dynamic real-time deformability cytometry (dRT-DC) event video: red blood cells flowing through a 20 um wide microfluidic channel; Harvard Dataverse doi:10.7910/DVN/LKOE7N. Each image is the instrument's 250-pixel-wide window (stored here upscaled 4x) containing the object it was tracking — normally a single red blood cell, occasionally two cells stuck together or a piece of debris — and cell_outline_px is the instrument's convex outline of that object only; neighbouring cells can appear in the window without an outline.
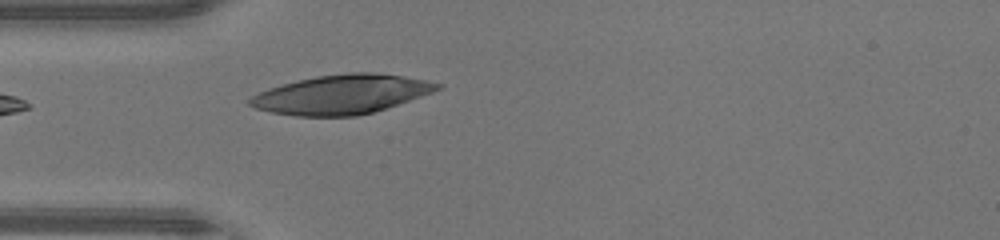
{"species": "human", "species_latin": "Homo sapiens", "temperature_condition": "warm", "stored_images_in_passage": 30, "camera_frame_rate_fps": 3000, "um_per_image_px": 0.085, "donor": {"sex": "male"}, "frame": {"image": 1, "passage_image": 1, "time_ms": 0.0, "image_size_px": [1000, 240], "cell_outline_px": [[444, 84], [440, 88], [432, 92], [372, 112], [356, 116], [296, 116], [272, 112], [256, 108], [248, 104], [248, 100], [252, 96], [268, 88], [280, 84], [316, 76], [352, 72], [376, 72], [404, 76]], "centroid_in_image_um": [29.0, 8.01], "position_along_channel_um": 56.0, "area_um2": 42.43}}
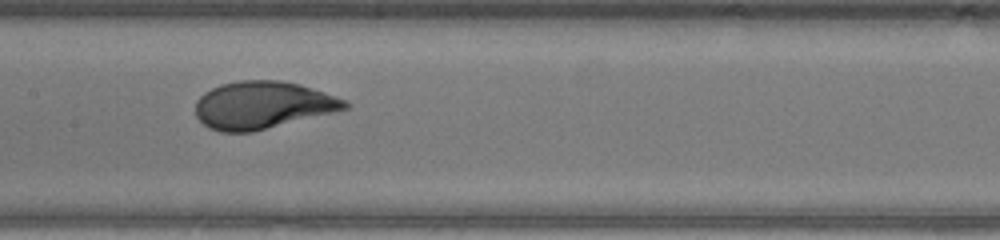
{"frame": {"image": 2, "passage_image": 10, "time_ms": 3.0, "image_size_px": [1000, 240], "cell_outline_px": [[352, 104], [348, 108], [252, 132], [220, 132], [208, 128], [196, 116], [196, 100], [204, 92], [220, 84], [240, 80], [280, 80], [300, 84], [324, 92], [344, 100]], "centroid_in_image_um": [22.28, 8.93], "position_along_channel_um": 185.1, "area_um2": 41.1}}
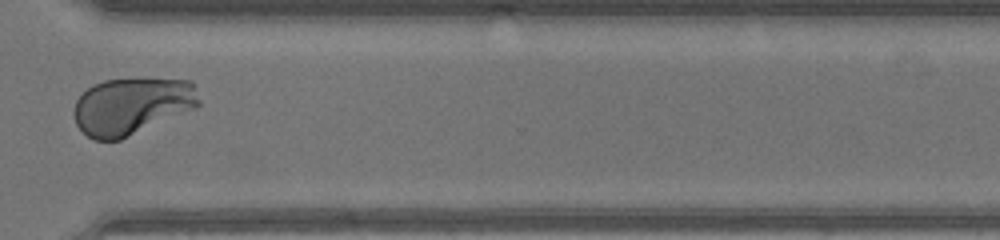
{"frame": {"image": 3, "passage_image": 22, "time_ms": 7.0, "image_size_px": [1000, 240], "cell_outline_px": [[200, 104], [196, 108], [120, 140], [92, 140], [76, 124], [72, 112], [76, 100], [92, 84], [104, 80], [132, 76], [136, 76], [192, 80], [200, 100]], "centroid_in_image_um": [11.21, 8.96], "position_along_channel_um": 359.4, "area_um2": 42.6}, "authors_computed_cell_mechanics": {"area_um2": 41.4426, "velocity_mm_per_s": 4.3724, "shape_relaxation_time_tau1_ms": 3.0302, "shape_relaxation_time_tau2_ms": null, "deformation_change_tau1": 0.2278, "deformation_change_tau2": null}}